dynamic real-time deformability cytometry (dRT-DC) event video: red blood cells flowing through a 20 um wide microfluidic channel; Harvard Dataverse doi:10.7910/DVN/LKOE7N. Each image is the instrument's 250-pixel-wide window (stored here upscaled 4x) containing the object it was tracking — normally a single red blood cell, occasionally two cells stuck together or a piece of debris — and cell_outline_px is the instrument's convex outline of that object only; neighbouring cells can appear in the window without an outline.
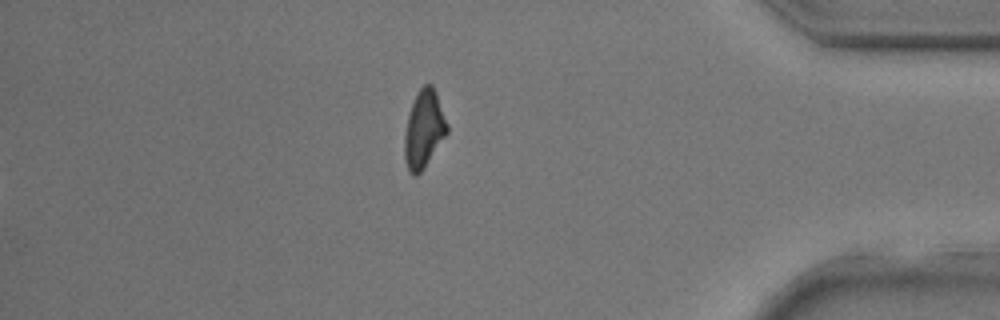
{"species": "common noctule bat (a hibernating species)", "species_latin": "Nyctalus noctula", "temperature_condition": "room temperature", "stored_images_in_passage": 31, "camera_frame_rate_fps": 3000, "um_per_image_px": 0.085, "animal": {"sex": "male", "body_mass_g": 17.9, "forearm_length_mm": 54.2}, "frame": {"image": 1, "passage_image": 31, "time_ms": 10.0, "image_size_px": [1000, 320], "cell_outline_px": [[448, 132], [424, 168], [416, 176], [412, 176], [408, 172], [404, 156], [404, 136], [408, 116], [412, 104], [420, 88], [424, 84], [432, 84], [436, 92], [448, 124]], "centroid_in_image_um": [36.03, 11.01], "position_along_channel_um": 399.2, "area_um2": 19.19}}